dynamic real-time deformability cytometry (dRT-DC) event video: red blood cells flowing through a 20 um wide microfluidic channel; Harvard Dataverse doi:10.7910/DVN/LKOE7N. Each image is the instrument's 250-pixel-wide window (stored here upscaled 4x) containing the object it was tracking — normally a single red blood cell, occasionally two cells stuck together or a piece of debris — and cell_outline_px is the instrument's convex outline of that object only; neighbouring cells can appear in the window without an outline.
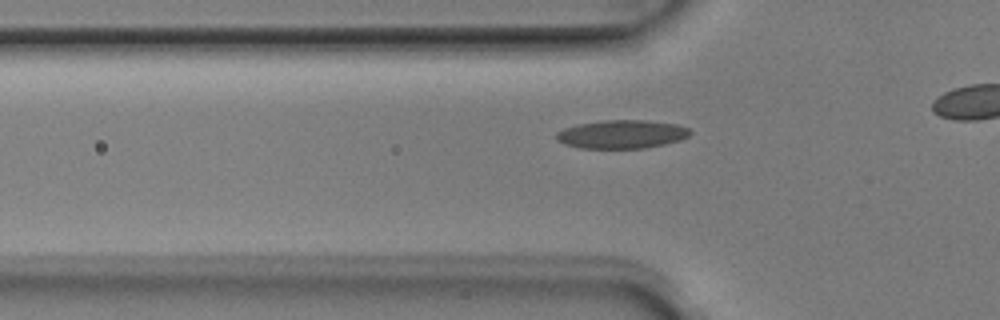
{"species": "Egyptian fruit bat (a non-hibernating species)", "species_latin": "Rousettus aegyptiacus", "temperature_condition": "room temperature", "stored_images_in_passage": 34, "camera_frame_rate_fps": 3000, "um_per_image_px": 0.085, "animal": {"sex": "male"}, "frame": {"image": 1, "passage_image": 10, "time_ms": 3.0, "image_size_px": [1000, 320], "cell_outline_px": [[692, 132], [688, 136], [680, 140], [664, 144], [644, 148], [580, 148], [564, 144], [556, 140], [556, 132], [564, 128], [580, 124], [604, 120], [648, 120], [676, 124], [688, 128]], "centroid_in_image_um": [52.85, 11.41], "position_along_channel_um": 73.0, "area_um2": 22.14}}
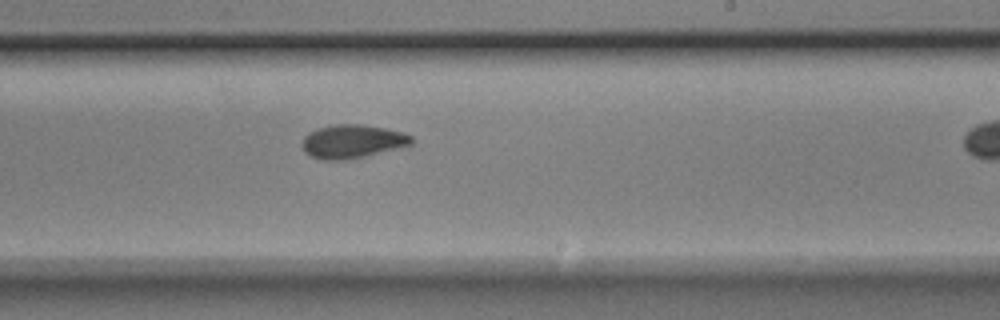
{"frame": {"image": 2, "passage_image": 24, "time_ms": 7.667, "image_size_px": [1000, 320], "cell_outline_px": [[416, 140], [412, 144], [364, 156], [344, 160], [324, 160], [308, 156], [304, 152], [300, 144], [304, 136], [308, 132], [316, 128], [336, 124], [360, 124], [384, 128], [404, 132], [412, 136]], "centroid_in_image_um": [29.9, 12.01], "position_along_channel_um": 259.1, "area_um2": 21.56}}
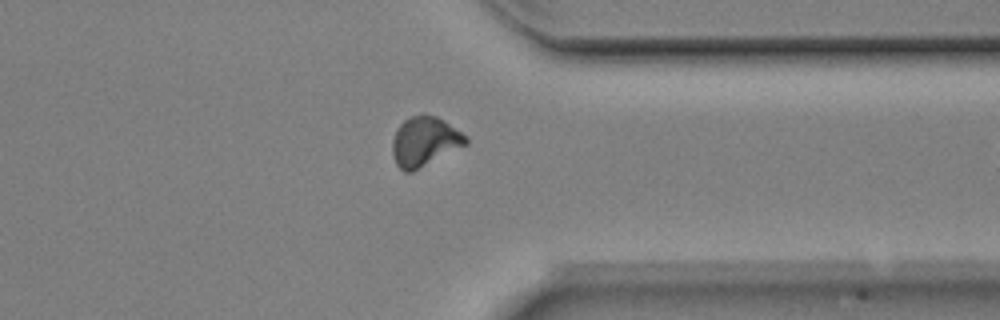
{"frame": {"image": 3, "passage_image": 33, "time_ms": 10.667, "image_size_px": [1000, 320], "cell_outline_px": [[468, 144], [412, 172], [404, 172], [396, 164], [392, 156], [392, 140], [396, 128], [404, 120], [420, 112], [424, 112], [436, 116], [444, 120], [468, 136]], "centroid_in_image_um": [36.09, 12.0], "position_along_channel_um": 375.3, "area_um2": 21.62}}